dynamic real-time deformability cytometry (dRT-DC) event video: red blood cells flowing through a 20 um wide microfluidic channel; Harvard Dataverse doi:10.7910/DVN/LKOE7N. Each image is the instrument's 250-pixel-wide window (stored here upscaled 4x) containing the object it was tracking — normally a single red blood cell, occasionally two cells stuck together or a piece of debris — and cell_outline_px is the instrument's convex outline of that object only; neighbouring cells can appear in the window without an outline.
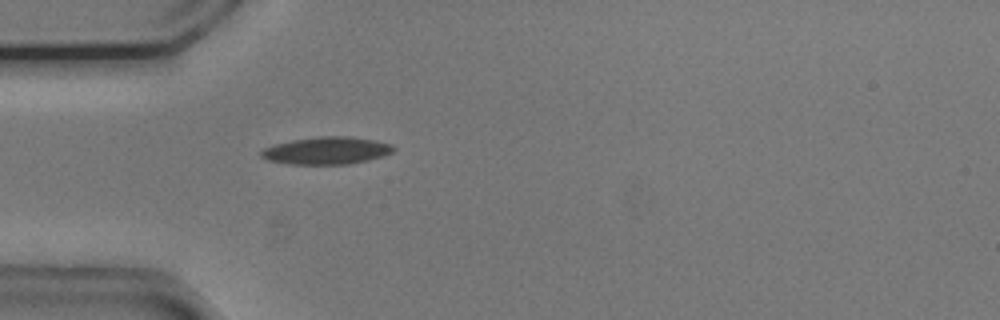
{"species": "common noctule bat (a hibernating species)", "species_latin": "Nyctalus noctula", "temperature_condition": "cold", "stored_images_in_passage": 39, "camera_frame_rate_fps": 3000, "um_per_image_px": 0.085, "animal": {"sex": "male", "body_mass_g": 20.5, "forearm_length_mm": 52.5}, "frame": {"image": 1, "passage_image": 1, "time_ms": 0.0, "image_size_px": [1000, 320], "cell_outline_px": [[396, 148], [392, 152], [384, 156], [368, 160], [348, 164], [292, 164], [268, 160], [260, 156], [260, 152], [264, 148], [276, 144], [292, 140], [320, 136], [348, 136], [376, 140], [392, 144]], "centroid_in_image_um": [27.8, 12.79], "position_along_channel_um": 57.2, "area_um2": 21.1}}
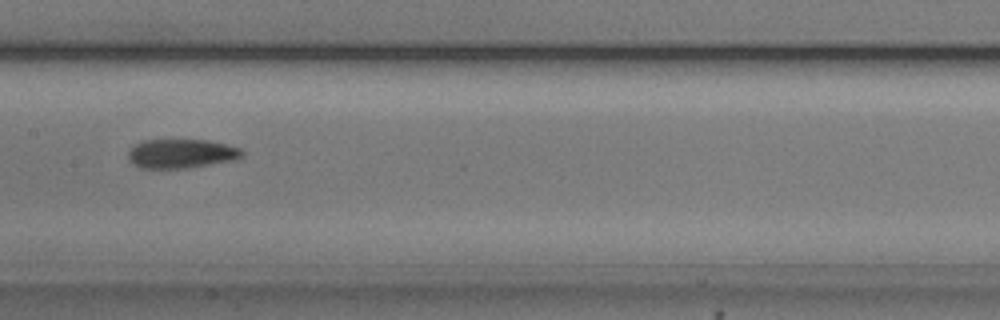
{"frame": {"image": 2, "passage_image": 12, "time_ms": 3.667, "image_size_px": [1000, 320], "cell_outline_px": [[244, 156], [236, 160], [184, 168], [140, 168], [132, 164], [128, 160], [128, 152], [136, 144], [144, 140], [208, 140], [240, 148], [244, 152]], "centroid_in_image_um": [15.41, 13.06], "position_along_channel_um": 192.0, "area_um2": 19.31}}
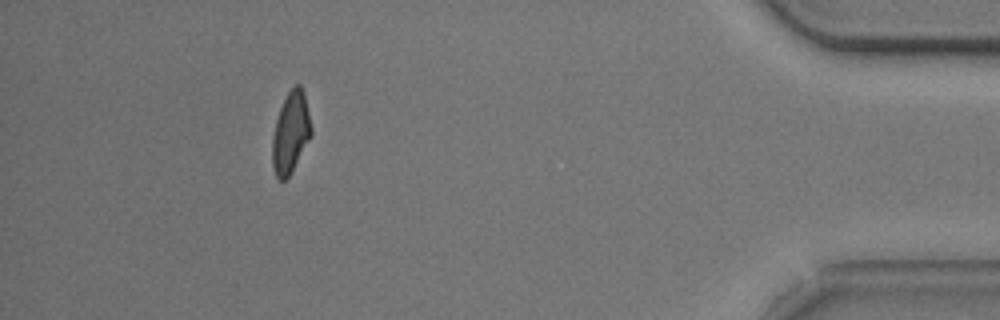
{"frame": {"image": 3, "passage_image": 34, "time_ms": 11.0, "image_size_px": [1000, 320], "cell_outline_px": [[312, 136], [288, 176], [284, 180], [280, 180], [276, 176], [272, 168], [272, 140], [276, 120], [280, 108], [288, 92], [296, 84], [300, 84], [304, 92], [312, 128]], "centroid_in_image_um": [24.71, 11.26], "position_along_channel_um": 410.5, "area_um2": 18.26}, "authors_computed_cell_mechanics": {"area_um2": 19.5364, "velocity_mm_per_s": 3.7686, "shape_relaxation_time_tau1_ms": 5.1655, "shape_relaxation_time_tau2_ms": 4.5059, "deformation_change_tau1": 0.1684, "deformation_change_tau2": 0.1199}}